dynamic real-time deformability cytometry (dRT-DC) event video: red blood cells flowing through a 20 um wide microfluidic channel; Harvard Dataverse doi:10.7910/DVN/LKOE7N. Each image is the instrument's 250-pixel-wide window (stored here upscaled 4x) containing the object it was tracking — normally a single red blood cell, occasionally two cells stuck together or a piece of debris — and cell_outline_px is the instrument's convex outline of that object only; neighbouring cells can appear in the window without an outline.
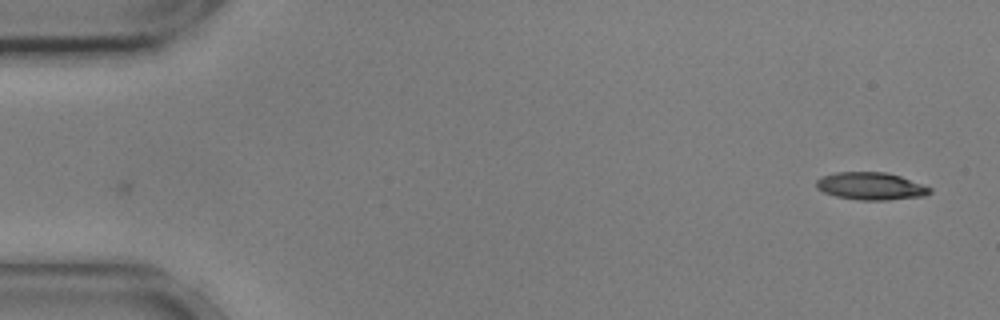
{"species": "common noctule bat (a hibernating species)", "species_latin": "Nyctalus noctula", "temperature_condition": "cold", "stored_images_in_passage": 3, "camera_frame_rate_fps": 3000, "um_per_image_px": 0.085, "animal": {"sex": "male", "body_mass_g": 17.9, "forearm_length_mm": 54.2}, "frame": {"image": 1, "passage_image": 1, "time_ms": 0.0, "image_size_px": [1000, 320], "cell_outline_px": [[932, 192], [924, 196], [888, 200], [860, 200], [836, 196], [824, 192], [816, 188], [816, 180], [820, 176], [836, 172], [884, 172], [900, 176], [932, 188]], "centroid_in_image_um": [74.0, 15.82], "position_along_channel_um": 11.0, "area_um2": 18.21}}